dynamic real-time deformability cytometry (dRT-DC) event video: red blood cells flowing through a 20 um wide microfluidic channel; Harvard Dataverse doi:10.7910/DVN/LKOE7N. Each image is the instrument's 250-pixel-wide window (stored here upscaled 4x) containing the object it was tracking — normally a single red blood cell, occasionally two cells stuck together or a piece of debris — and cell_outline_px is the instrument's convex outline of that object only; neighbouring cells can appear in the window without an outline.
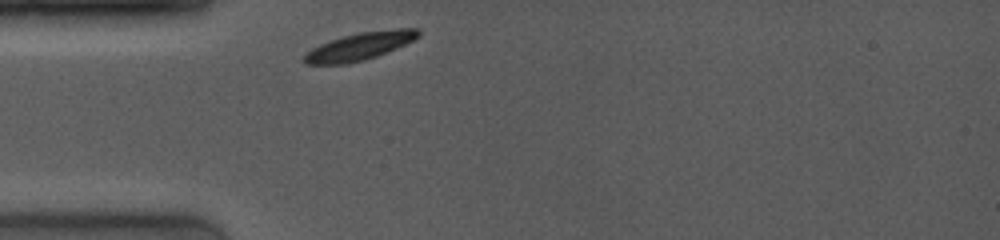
{"species": "common noctule bat (a hibernating species)", "species_latin": "Nyctalus noctula", "temperature_condition": "room temperature", "stored_images_in_passage": 5, "camera_frame_rate_fps": 4000, "um_per_image_px": 0.085, "animal": {"sex": "female", "body_mass_g": 19.0, "forearm_length_mm": 53.3}, "frame": {"image": 1, "passage_image": 1, "time_ms": 0.0, "image_size_px": [1000, 240], "cell_outline_px": [[420, 36], [396, 48], [376, 56], [364, 60], [344, 64], [304, 64], [304, 56], [312, 48], [328, 40], [340, 36], [360, 32], [396, 28], [416, 28], [420, 32]], "centroid_in_image_um": [30.56, 3.92], "position_along_channel_um": 54.4, "area_um2": 18.26}}